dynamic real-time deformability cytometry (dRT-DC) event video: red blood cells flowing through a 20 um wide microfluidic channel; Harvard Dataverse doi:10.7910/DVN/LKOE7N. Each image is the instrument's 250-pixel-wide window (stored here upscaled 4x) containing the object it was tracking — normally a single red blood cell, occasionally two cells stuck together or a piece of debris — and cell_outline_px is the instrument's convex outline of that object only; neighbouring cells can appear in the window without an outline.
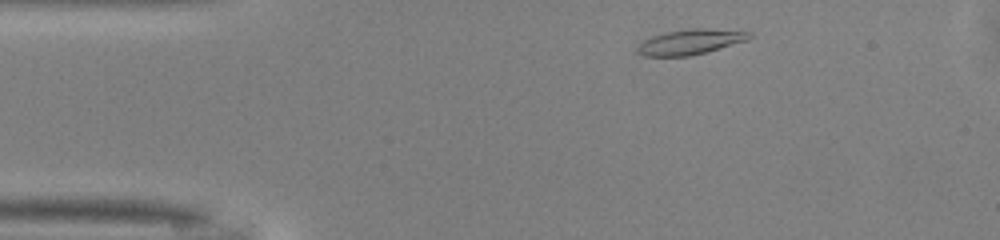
{"species": "common noctule bat (a hibernating species)", "species_latin": "Nyctalus noctula", "temperature_condition": "warm", "stored_images_in_passage": 32, "camera_frame_rate_fps": 3000, "um_per_image_px": 0.085, "animal": {"sex": "male", "body_mass_g": 13.0, "forearm_length_mm": 53.1}, "frame": {"image": 1, "passage_image": 2, "time_ms": 0.333, "image_size_px": [1000, 240], "cell_outline_px": [[752, 36], [748, 40], [708, 52], [688, 56], [644, 56], [636, 52], [636, 48], [644, 40], [652, 36], [668, 32], [692, 28], [712, 28], [752, 32]], "centroid_in_image_um": [58.72, 3.56], "position_along_channel_um": 26.3, "area_um2": 16.53}}
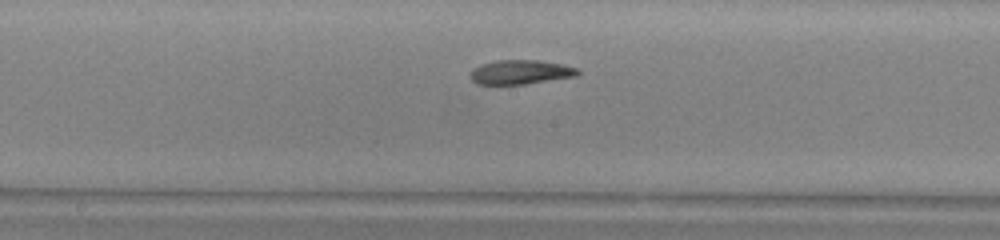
{"frame": {"image": 2, "passage_image": 19, "time_ms": 6.0, "image_size_px": [1000, 240], "cell_outline_px": [[580, 72], [576, 76], [524, 84], [476, 84], [468, 76], [472, 68], [480, 64], [496, 60], [536, 60], [560, 64], [576, 68]], "centroid_in_image_um": [44.16, 6.13], "position_along_channel_um": 204.0, "area_um2": 15.14}}
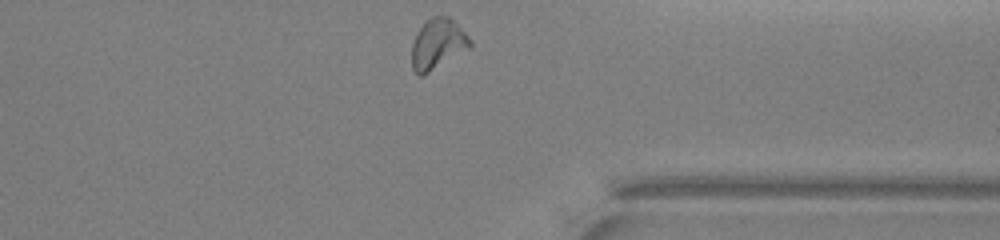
{"frame": {"image": 3, "passage_image": 32, "time_ms": 10.333, "image_size_px": [1000, 240], "cell_outline_px": [[472, 44], [468, 48], [424, 76], [420, 76], [412, 68], [412, 44], [416, 32], [432, 16], [448, 16], [472, 40]], "centroid_in_image_um": [37.18, 3.75], "position_along_channel_um": 374.2, "area_um2": 16.82}, "authors_computed_cell_mechanics": {"area_um2": 15.6349, "velocity_mm_per_s": 4.1061, "shape_relaxation_time_tau1_ms": 7.3062, "shape_relaxation_time_tau2_ms": 3.8286, "deformation_change_tau1": 0.217, "deformation_change_tau2": 0.1249}}